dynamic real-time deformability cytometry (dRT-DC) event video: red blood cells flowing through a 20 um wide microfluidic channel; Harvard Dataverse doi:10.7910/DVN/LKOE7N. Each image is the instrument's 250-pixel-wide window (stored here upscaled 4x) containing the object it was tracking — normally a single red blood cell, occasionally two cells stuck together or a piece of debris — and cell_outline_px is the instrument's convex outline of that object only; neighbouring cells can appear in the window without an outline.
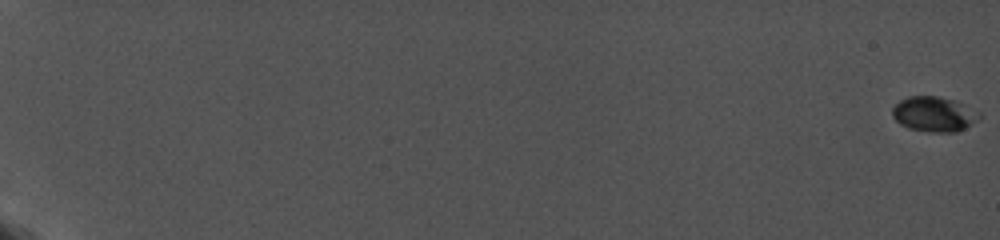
{"species": "common noctule bat (a hibernating species)", "species_latin": "Nyctalus noctula", "temperature_condition": "cold", "stored_images_in_passage": 53, "camera_frame_rate_fps": 5000, "um_per_image_px": 0.085, "animal": {"sex": "female", "body_mass_g": 19.0, "forearm_length_mm": 56.7}, "frame": {"image": 1, "passage_image": 1, "time_ms": 0.0, "image_size_px": [1000, 240], "cell_outline_px": [[980, 116], [972, 124], [956, 132], [932, 132], [908, 128], [900, 124], [892, 116], [892, 108], [900, 100], [912, 96], [936, 96], [964, 104], [980, 112]], "centroid_in_image_um": [79.38, 9.71], "position_along_channel_um": 5.6, "area_um2": 17.51}}
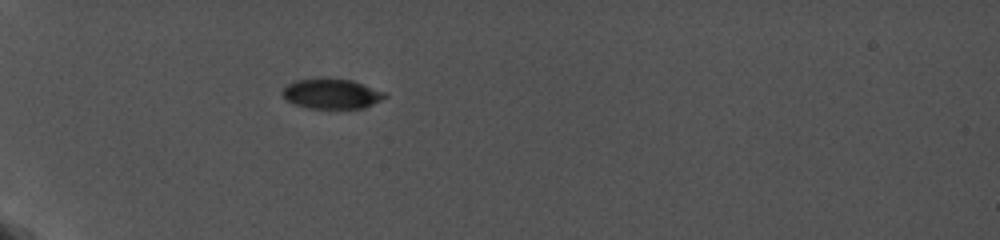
{"frame": {"image": 2, "passage_image": 27, "time_ms": 7.6, "image_size_px": [1000, 240], "cell_outline_px": [[388, 96], [364, 108], [308, 108], [292, 104], [280, 92], [288, 84], [296, 80], [320, 76], [352, 80], [384, 92]], "centroid_in_image_um": [28.14, 7.94], "position_along_channel_um": 56.9, "area_um2": 18.15}}
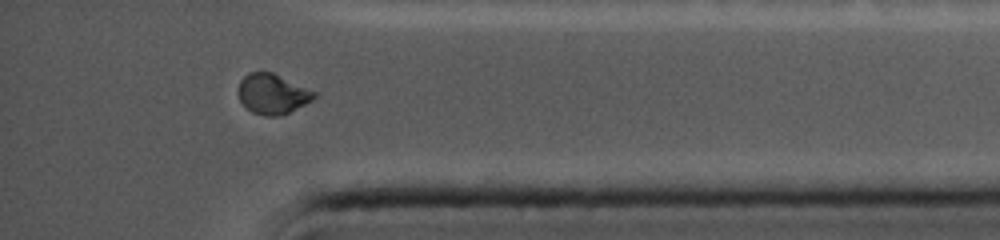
{"frame": {"image": 3, "passage_image": 48, "time_ms": 17.8, "image_size_px": [1000, 240], "cell_outline_px": [[316, 96], [312, 100], [280, 116], [268, 116], [252, 112], [240, 100], [236, 92], [240, 80], [248, 72], [272, 72], [316, 92]], "centroid_in_image_um": [23.12, 7.97], "position_along_channel_um": 412.1, "area_um2": 17.57}, "authors_computed_cell_mechanics": {"area_um2": 17.7446, "velocity_mm_per_s": 3.76, "shape_relaxation_time_tau1_ms": null, "shape_relaxation_time_tau2_ms": 1.0158, "deformation_change_tau1": null, "deformation_change_tau2": 0.0342}}